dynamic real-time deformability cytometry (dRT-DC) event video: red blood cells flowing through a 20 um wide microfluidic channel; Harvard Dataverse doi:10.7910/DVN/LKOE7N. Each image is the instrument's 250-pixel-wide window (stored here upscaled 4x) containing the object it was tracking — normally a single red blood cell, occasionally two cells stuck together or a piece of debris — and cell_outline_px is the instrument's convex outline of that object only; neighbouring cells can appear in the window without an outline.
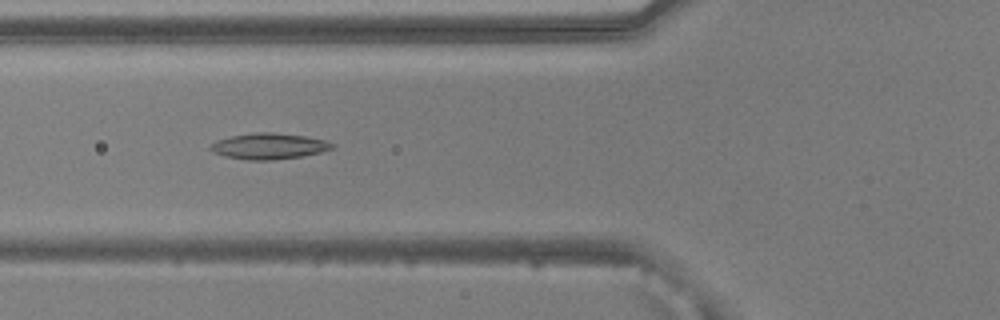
{"species": "common noctule bat (a hibernating species)", "species_latin": "Nyctalus noctula", "temperature_condition": "warm", "stored_images_in_passage": 38, "camera_frame_rate_fps": 3000, "um_per_image_px": 0.085, "animal": {"sex": "male", "body_mass_g": 20.5, "forearm_length_mm": 52.5}, "frame": {"image": 1, "passage_image": 6, "time_ms": 1.667, "image_size_px": [1000, 320], "cell_outline_px": [[336, 144], [332, 148], [320, 152], [300, 156], [272, 160], [248, 160], [224, 156], [212, 152], [208, 148], [216, 140], [232, 136], [256, 132], [272, 132], [304, 136], [324, 140]], "centroid_in_image_um": [22.82, 12.42], "position_along_channel_um": 103.0, "area_um2": 18.26}}
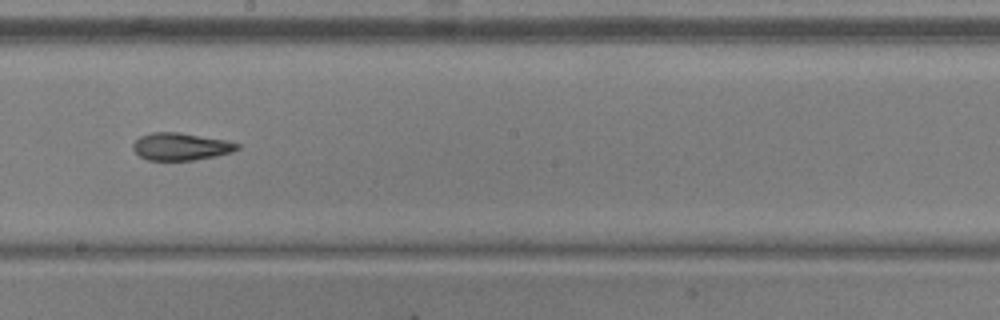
{"frame": {"image": 2, "passage_image": 16, "time_ms": 5.0, "image_size_px": [1000, 320], "cell_outline_px": [[240, 148], [232, 152], [216, 156], [192, 160], [148, 160], [140, 156], [132, 148], [132, 144], [140, 136], [152, 132], [180, 132], [224, 140], [240, 144]], "centroid_in_image_um": [15.36, 12.45], "position_along_channel_um": 232.8, "area_um2": 16.59}}
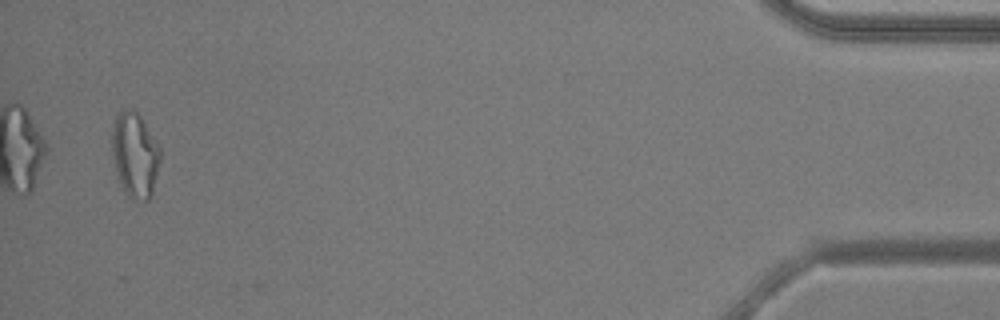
{"frame": {"image": 3, "passage_image": 37, "time_ms": 12.0, "image_size_px": [1000, 320], "cell_outline_px": [[160, 160], [152, 196], [148, 200], [144, 200], [128, 196], [116, 172], [112, 156], [112, 132], [116, 116], [124, 108], [128, 108], [136, 112], [140, 116], [160, 148]], "centroid_in_image_um": [11.47, 13.15], "position_along_channel_um": 423.7, "area_um2": 23.47}, "authors_computed_cell_mechanics": {"area_um2": 17.918, "velocity_mm_per_s": 3.8847, "shape_relaxation_time_tau1_ms": null, "shape_relaxation_time_tau2_ms": 3.7678, "deformation_change_tau1": null, "deformation_change_tau2": 0.1342}}